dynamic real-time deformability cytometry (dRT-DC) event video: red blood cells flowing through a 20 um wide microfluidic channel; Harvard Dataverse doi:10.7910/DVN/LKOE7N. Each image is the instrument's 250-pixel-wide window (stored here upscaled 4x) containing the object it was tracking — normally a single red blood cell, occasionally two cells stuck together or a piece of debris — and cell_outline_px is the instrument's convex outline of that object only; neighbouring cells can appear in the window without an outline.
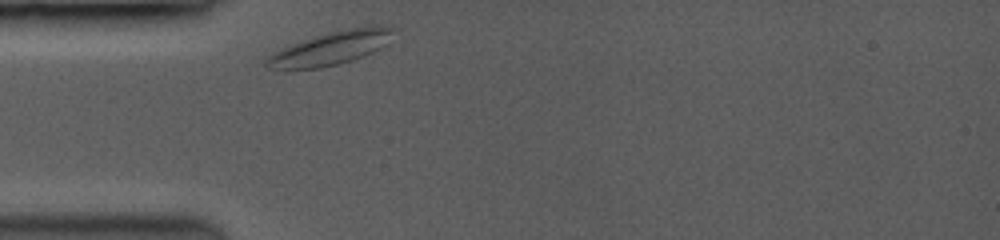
{"species": "common noctule bat (a hibernating species)", "species_latin": "Nyctalus noctula", "temperature_condition": "room temperature", "stored_images_in_passage": 1, "camera_frame_rate_fps": 3500, "um_per_image_px": 0.085, "animal": {"sex": "female", "body_mass_g": 19.0, "forearm_length_mm": 53.3}, "frame": {"image": 1, "passage_image": 1, "time_ms": 0.0, "image_size_px": [1000, 240], "cell_outline_px": [[396, 28], [388, 44], [372, 52], [336, 64], [320, 68], [272, 68], [264, 64], [264, 60], [272, 52], [280, 48], [328, 32], [348, 28], [372, 24]], "centroid_in_image_um": [28.16, 4.05], "position_along_channel_um": 56.8, "area_um2": 24.39}}